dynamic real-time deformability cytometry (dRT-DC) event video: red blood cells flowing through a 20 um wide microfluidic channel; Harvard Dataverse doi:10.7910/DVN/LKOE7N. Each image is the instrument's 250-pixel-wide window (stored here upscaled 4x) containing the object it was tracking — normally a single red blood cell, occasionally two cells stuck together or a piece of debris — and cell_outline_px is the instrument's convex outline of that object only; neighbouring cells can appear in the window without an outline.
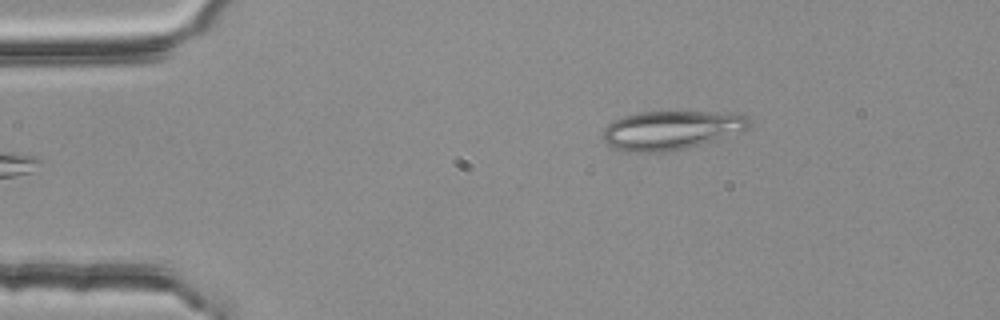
{"species": "common noctule bat (a hibernating species)", "species_latin": "Nyctalus noctula", "temperature_condition": "room temperature", "stored_images_in_passage": 2, "camera_frame_rate_fps": 3000, "um_per_image_px": 0.085, "animal": {"sex": "female", "body_mass_g": 25.1}, "frame": {"image": 1, "passage_image": 2, "time_ms": 0.333, "image_size_px": [1000, 320], "cell_outline_px": [[748, 128], [716, 140], [668, 152], [628, 152], [612, 148], [600, 136], [604, 128], [612, 120], [624, 116], [640, 112], [732, 112], [748, 116]], "centroid_in_image_um": [56.99, 11.06], "position_along_channel_um": 28.0, "area_um2": 33.18}}